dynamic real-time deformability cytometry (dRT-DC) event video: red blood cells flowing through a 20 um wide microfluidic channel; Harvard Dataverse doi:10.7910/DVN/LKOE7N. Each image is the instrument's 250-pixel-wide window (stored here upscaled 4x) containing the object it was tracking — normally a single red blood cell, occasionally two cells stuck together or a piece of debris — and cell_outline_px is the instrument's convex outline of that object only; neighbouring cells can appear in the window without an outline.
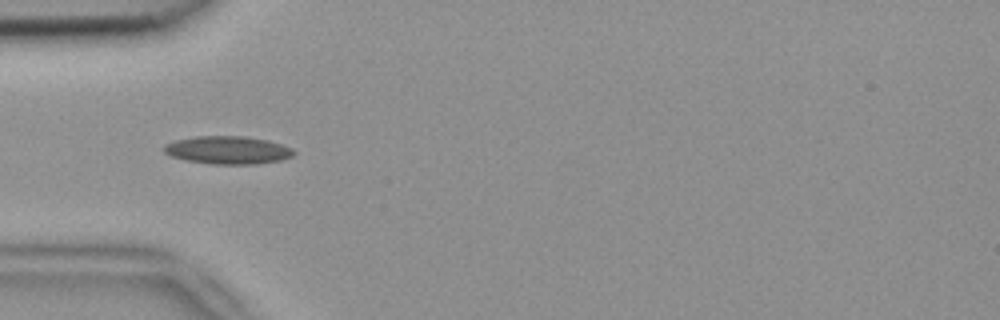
{"species": "common noctule bat (a hibernating species)", "species_latin": "Nyctalus noctula", "temperature_condition": "room temperature", "stored_images_in_passage": 6, "camera_frame_rate_fps": 3000, "um_per_image_px": 0.085, "animal": {"sex": "female", "body_mass_g": 18.4}, "frame": {"image": 1, "passage_image": 2, "time_ms": 0.333, "image_size_px": [1000, 320], "cell_outline_px": [[296, 152], [292, 156], [280, 160], [256, 164], [212, 164], [188, 160], [172, 156], [164, 152], [164, 144], [176, 140], [196, 136], [244, 136], [268, 140], [292, 148]], "centroid_in_image_um": [19.38, 12.75], "position_along_channel_um": 65.6, "area_um2": 20.98}}
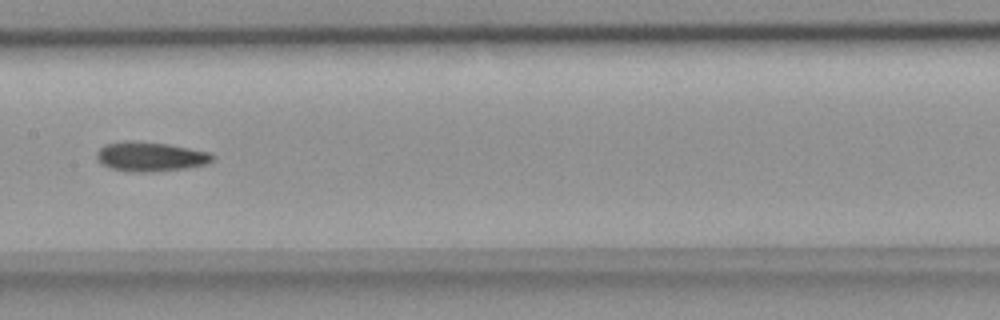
{"frame": {"image": 2, "passage_image": 5, "time_ms": 1.333, "image_size_px": [1000, 320], "cell_outline_px": [[216, 156], [208, 164], [184, 168], [152, 172], [128, 172], [108, 168], [96, 156], [96, 152], [104, 144], [128, 140], [132, 140], [168, 144], [208, 152]], "centroid_in_image_um": [12.77, 13.31], "position_along_channel_um": 194.6, "area_um2": 19.94}}
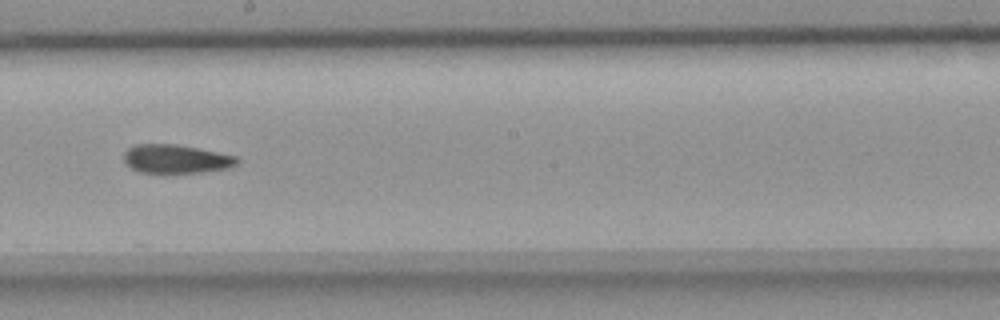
{"frame": {"image": 3, "passage_image": 6, "time_ms": 1.667, "image_size_px": [1000, 320], "cell_outline_px": [[240, 160], [236, 164], [228, 168], [200, 172], [168, 176], [164, 176], [140, 172], [132, 168], [124, 160], [124, 152], [128, 148], [136, 144], [176, 144], [200, 148], [236, 156]], "centroid_in_image_um": [14.94, 13.55], "position_along_channel_um": 233.3, "area_um2": 19.65}}